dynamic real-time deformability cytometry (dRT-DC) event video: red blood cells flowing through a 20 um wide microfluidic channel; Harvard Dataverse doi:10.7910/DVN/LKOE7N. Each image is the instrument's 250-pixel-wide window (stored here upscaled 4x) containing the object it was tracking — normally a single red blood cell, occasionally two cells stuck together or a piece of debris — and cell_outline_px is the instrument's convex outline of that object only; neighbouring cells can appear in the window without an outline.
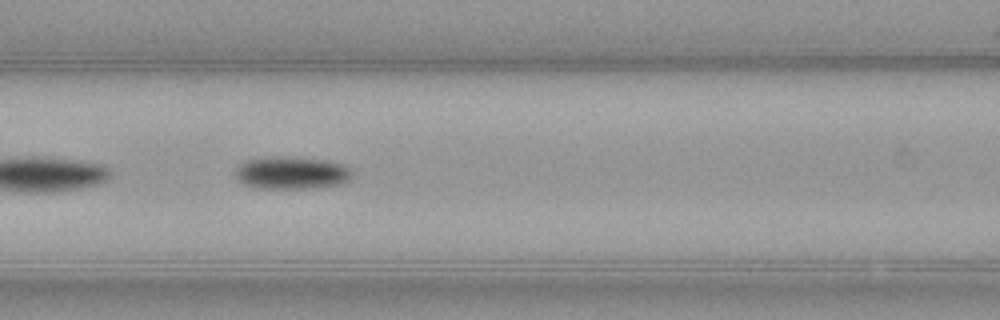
{"species": "common noctule bat (a hibernating species)", "species_latin": "Nyctalus noctula", "temperature_condition": "warm", "stored_images_in_passage": 50, "camera_frame_rate_fps": 3000, "um_per_image_px": 0.085, "animal": {"sex": "female", "body_mass_g": 21.9}, "frame": {"image": 1, "passage_image": 21, "time_ms": 6.667, "image_size_px": [1000, 320], "cell_outline_px": [[352, 172], [348, 180], [336, 184], [312, 188], [256, 188], [244, 184], [236, 176], [236, 168], [240, 164], [248, 160], [264, 156], [272, 156], [328, 160], [344, 164], [352, 168]], "centroid_in_image_um": [24.78, 14.68], "position_along_channel_um": 141.8, "area_um2": 22.02}}
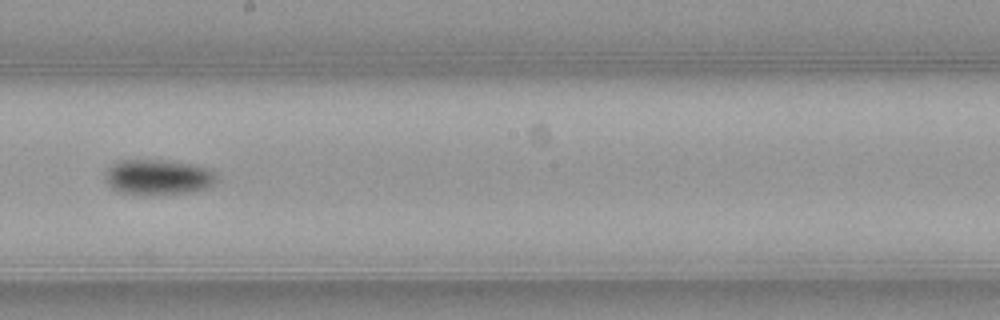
{"frame": {"image": 2, "passage_image": 28, "time_ms": 9.0, "image_size_px": [1000, 320], "cell_outline_px": [[216, 180], [212, 184], [204, 188], [192, 192], [120, 192], [112, 188], [108, 184], [104, 176], [104, 172], [116, 160], [172, 160], [196, 164], [208, 168], [216, 176]], "centroid_in_image_um": [13.42, 14.99], "position_along_channel_um": 234.8, "area_um2": 22.37}}
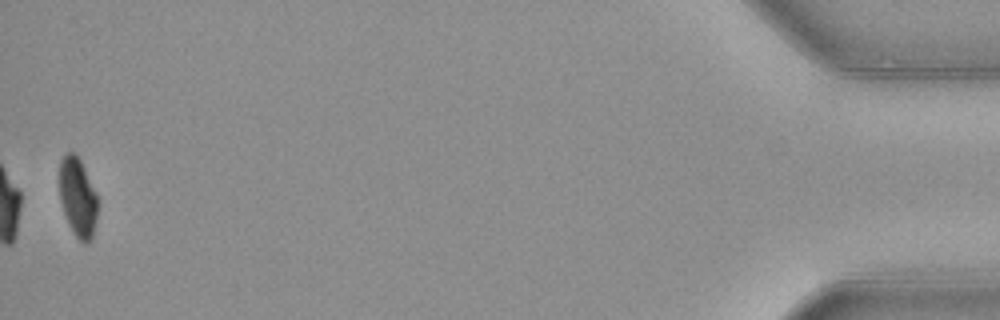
{"frame": {"image": 3, "passage_image": 50, "time_ms": 16.333, "image_size_px": [1000, 320], "cell_outline_px": [[96, 216], [92, 236], [84, 244], [76, 236], [64, 212], [60, 200], [60, 160], [68, 152], [72, 152], [80, 160], [96, 192]], "centroid_in_image_um": [6.6, 16.73], "position_along_channel_um": 428.6, "area_um2": 16.88}, "authors_computed_cell_mechanics": {"area_um2": 21.964, "velocity_mm_per_s": 3.992, "shape_relaxation_time_tau1_ms": 3.5699, "shape_relaxation_time_tau2_ms": null, "deformation_change_tau1": 0.1273, "deformation_change_tau2": null}}